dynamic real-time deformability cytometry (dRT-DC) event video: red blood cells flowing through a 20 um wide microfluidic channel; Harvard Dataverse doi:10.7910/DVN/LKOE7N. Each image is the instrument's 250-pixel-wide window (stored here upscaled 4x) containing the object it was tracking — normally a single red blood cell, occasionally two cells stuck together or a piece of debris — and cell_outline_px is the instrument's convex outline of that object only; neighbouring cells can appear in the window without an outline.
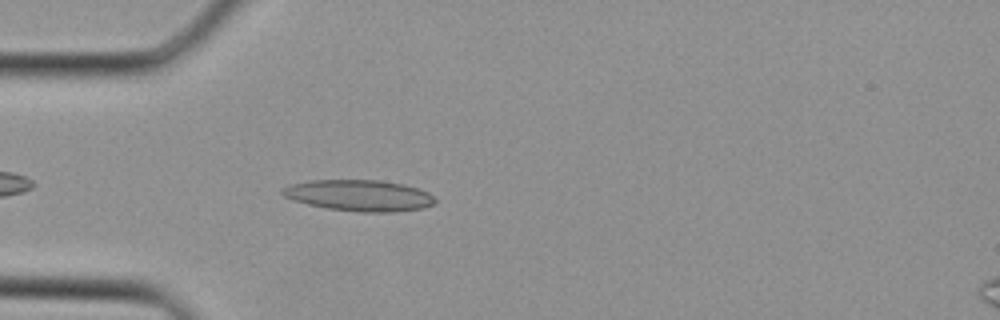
{"species": "Egyptian fruit bat (a non-hibernating species)", "species_latin": "Rousettus aegyptiacus", "temperature_condition": "cold", "stored_images_in_passage": 28, "camera_frame_rate_fps": 3000, "um_per_image_px": 0.085, "animal": {"sex": "female"}, "frame": {"image": 1, "passage_image": 3, "time_ms": 0.667, "image_size_px": [1000, 320], "cell_outline_px": [[436, 200], [432, 204], [424, 208], [392, 212], [360, 212], [328, 208], [308, 204], [292, 200], [284, 196], [280, 192], [288, 184], [308, 180], [380, 180], [404, 184], [428, 192]], "centroid_in_image_um": [30.5, 16.61], "position_along_channel_um": 54.5, "area_um2": 27.74}}
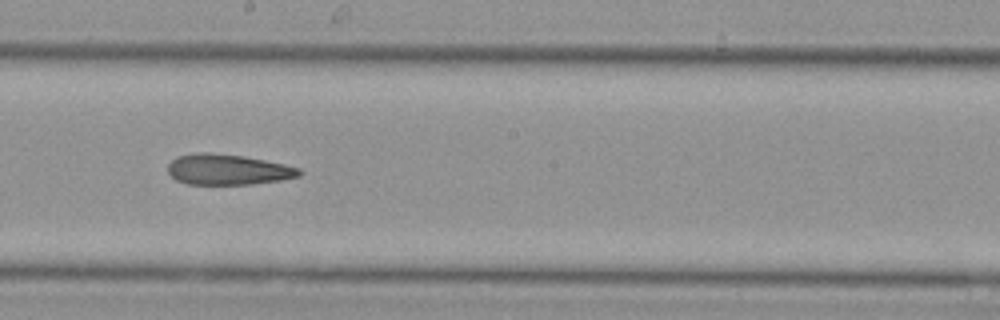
{"frame": {"image": 2, "passage_image": 13, "time_ms": 4.0, "image_size_px": [1000, 320], "cell_outline_px": [[300, 176], [280, 180], [248, 184], [188, 184], [176, 180], [168, 172], [168, 164], [176, 156], [200, 152], [208, 152], [244, 156], [284, 164], [300, 168]], "centroid_in_image_um": [19.34, 14.4], "position_along_channel_um": 228.9, "area_um2": 23.29}}
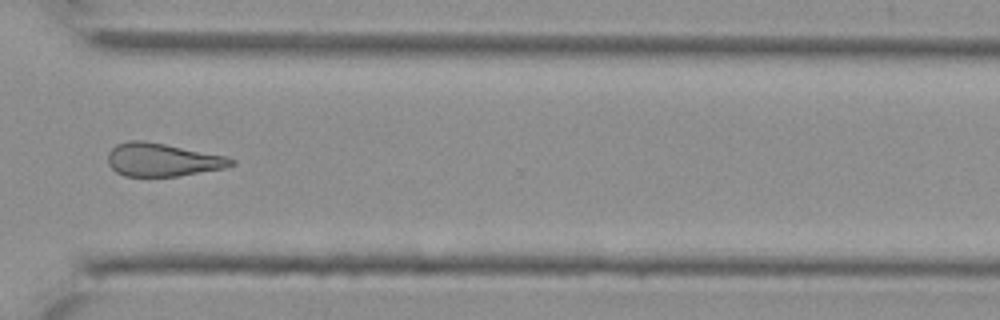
{"frame": {"image": 3, "passage_image": 20, "time_ms": 6.333, "image_size_px": [1000, 320], "cell_outline_px": [[236, 164], [224, 168], [176, 176], [124, 176], [116, 172], [108, 164], [108, 152], [116, 144], [128, 140], [144, 140], [224, 156], [236, 160]], "centroid_in_image_um": [13.77, 13.58], "position_along_channel_um": 356.8, "area_um2": 23.64}}